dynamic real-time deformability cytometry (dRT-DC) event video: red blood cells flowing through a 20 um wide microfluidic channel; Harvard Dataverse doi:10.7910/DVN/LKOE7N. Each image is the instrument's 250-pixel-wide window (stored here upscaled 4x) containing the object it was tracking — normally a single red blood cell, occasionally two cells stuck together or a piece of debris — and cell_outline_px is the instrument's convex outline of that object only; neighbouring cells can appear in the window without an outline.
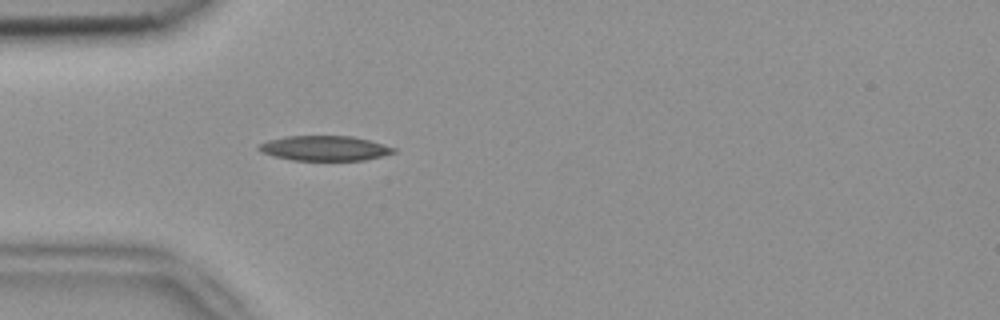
{"species": "common noctule bat (a hibernating species)", "species_latin": "Nyctalus noctula", "temperature_condition": "room temperature", "stored_images_in_passage": 5, "camera_frame_rate_fps": 3000, "um_per_image_px": 0.085, "animal": {"sex": "female", "body_mass_g": 18.4}, "frame": {"image": 1, "passage_image": 5, "time_ms": 1.333, "image_size_px": [1000, 320], "cell_outline_px": [[396, 152], [384, 156], [364, 160], [292, 160], [272, 156], [260, 152], [256, 148], [260, 144], [268, 140], [284, 136], [352, 136], [368, 140], [396, 148]], "centroid_in_image_um": [27.57, 12.6], "position_along_channel_um": 57.4, "area_um2": 19.65}}